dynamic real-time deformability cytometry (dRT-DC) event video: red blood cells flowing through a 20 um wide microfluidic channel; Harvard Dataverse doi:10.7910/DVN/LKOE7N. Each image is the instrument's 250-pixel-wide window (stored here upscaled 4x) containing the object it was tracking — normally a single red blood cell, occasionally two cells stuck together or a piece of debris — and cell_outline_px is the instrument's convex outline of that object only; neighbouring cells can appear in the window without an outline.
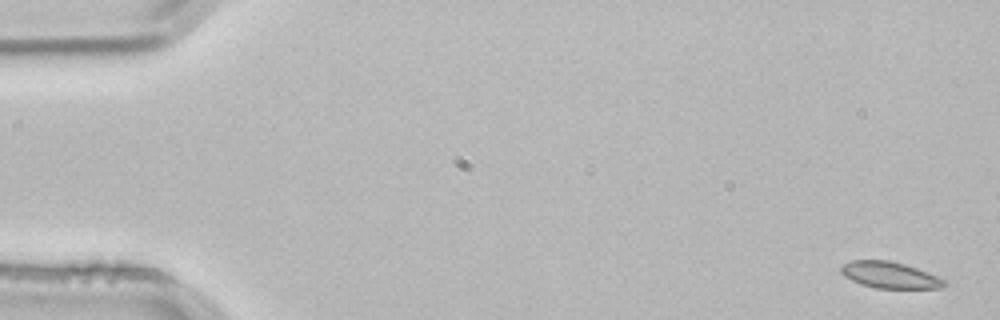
{"species": "common noctule bat (a hibernating species)", "species_latin": "Nyctalus noctula", "temperature_condition": "room temperature", "stored_images_in_passage": 4, "camera_frame_rate_fps": 3000, "um_per_image_px": 0.085, "animal": {"sex": "male", "body_mass_g": 21.5, "forearm_length_mm": 52.0}, "frame": {"image": 1, "passage_image": 1, "time_ms": 0.0, "image_size_px": [1000, 320], "cell_outline_px": [[948, 284], [940, 288], [876, 288], [860, 284], [844, 276], [840, 272], [840, 268], [844, 264], [852, 260], [888, 260], [904, 264], [916, 268], [948, 280]], "centroid_in_image_um": [75.65, 23.38], "position_along_channel_um": 9.4, "area_um2": 15.9}}
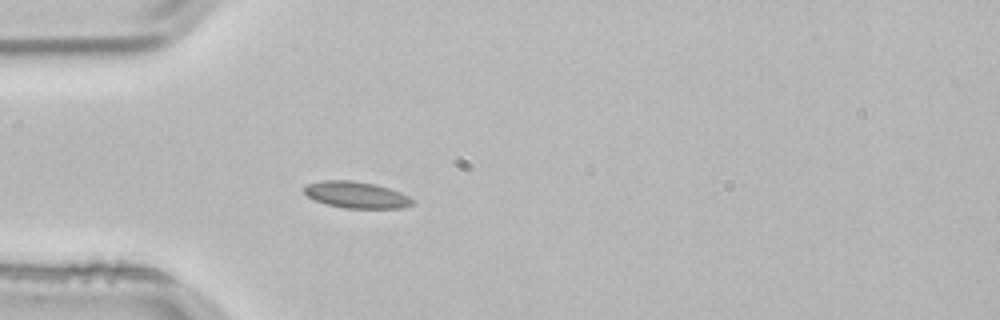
{"frame": {"image": 2, "passage_image": 4, "time_ms": 1.0, "image_size_px": [1000, 320], "cell_outline_px": [[412, 204], [400, 208], [344, 208], [328, 204], [316, 200], [308, 196], [304, 192], [304, 188], [308, 184], [320, 180], [352, 180], [372, 184], [388, 188], [400, 192], [408, 196], [412, 200]], "centroid_in_image_um": [30.26, 16.55], "position_along_channel_um": 54.7, "area_um2": 16.42}}